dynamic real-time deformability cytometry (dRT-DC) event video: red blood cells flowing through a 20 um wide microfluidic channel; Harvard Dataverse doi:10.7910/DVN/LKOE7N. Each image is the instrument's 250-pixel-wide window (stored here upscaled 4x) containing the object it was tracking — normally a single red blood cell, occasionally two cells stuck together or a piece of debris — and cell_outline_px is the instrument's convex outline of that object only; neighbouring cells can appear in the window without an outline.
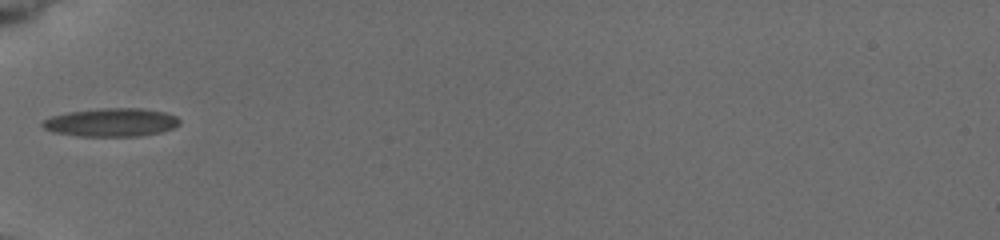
{"species": "common noctule bat (a hibernating species)", "species_latin": "Nyctalus noctula", "temperature_condition": "cold", "stored_images_in_passage": 16, "camera_frame_rate_fps": 3000, "um_per_image_px": 0.085, "animal": {"sex": "female", "body_mass_g": 19.5, "forearm_length_mm": 54.1}, "frame": {"image": 1, "passage_image": 1, "time_ms": 0.0, "image_size_px": [1000, 240], "cell_outline_px": [[180, 124], [172, 128], [160, 132], [140, 136], [80, 136], [52, 132], [44, 128], [40, 124], [44, 120], [52, 116], [68, 112], [100, 108], [140, 108], [164, 112], [176, 116], [180, 120]], "centroid_in_image_um": [9.45, 10.4], "position_along_channel_um": 75.5, "area_um2": 22.6}}
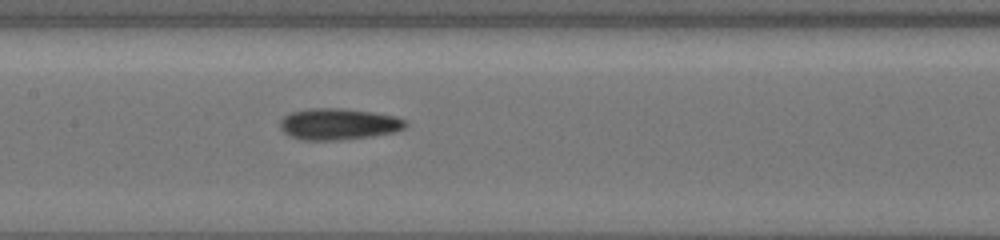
{"frame": {"image": 2, "passage_image": 10, "time_ms": 2.667, "image_size_px": [1000, 240], "cell_outline_px": [[408, 124], [404, 128], [396, 132], [372, 136], [340, 140], [304, 140], [292, 136], [284, 132], [280, 128], [280, 120], [284, 116], [292, 112], [308, 108], [344, 108], [372, 112], [396, 116], [404, 120]], "centroid_in_image_um": [28.79, 10.54], "position_along_channel_um": 178.6, "area_um2": 23.0}}
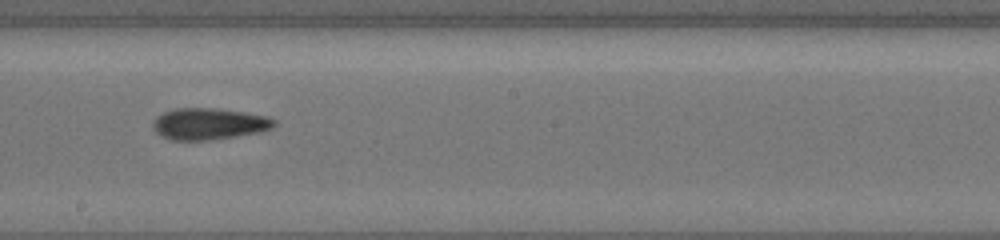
{"frame": {"image": 3, "passage_image": 14, "time_ms": 4.0, "image_size_px": [1000, 240], "cell_outline_px": [[276, 124], [272, 128], [260, 132], [212, 140], [172, 140], [156, 132], [152, 128], [152, 120], [156, 116], [164, 112], [176, 108], [220, 108], [268, 116], [276, 120]], "centroid_in_image_um": [17.77, 10.52], "position_along_channel_um": 230.4, "area_um2": 22.48}}